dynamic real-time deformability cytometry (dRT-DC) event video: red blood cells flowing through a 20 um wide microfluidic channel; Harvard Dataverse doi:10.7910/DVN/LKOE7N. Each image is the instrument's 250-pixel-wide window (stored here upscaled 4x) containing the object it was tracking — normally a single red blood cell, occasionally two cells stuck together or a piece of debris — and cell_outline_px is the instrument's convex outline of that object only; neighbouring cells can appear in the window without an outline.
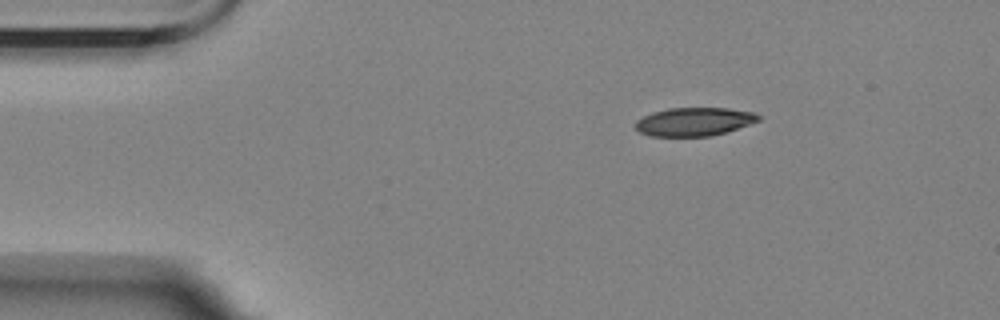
{"species": "Egyptian fruit bat (a non-hibernating species)", "species_latin": "Rousettus aegyptiacus", "temperature_condition": "room temperature", "stored_images_in_passage": 3, "camera_frame_rate_fps": 3000, "um_per_image_px": 0.085, "animal": {"sex": "female"}, "frame": {"image": 1, "passage_image": 1, "time_ms": 0.0, "image_size_px": [1000, 320], "cell_outline_px": [[760, 120], [712, 136], [652, 136], [640, 132], [636, 128], [636, 120], [652, 112], [668, 108], [728, 108], [756, 112], [760, 116]], "centroid_in_image_um": [59.0, 10.33], "position_along_channel_um": 26.0, "area_um2": 20.23}}